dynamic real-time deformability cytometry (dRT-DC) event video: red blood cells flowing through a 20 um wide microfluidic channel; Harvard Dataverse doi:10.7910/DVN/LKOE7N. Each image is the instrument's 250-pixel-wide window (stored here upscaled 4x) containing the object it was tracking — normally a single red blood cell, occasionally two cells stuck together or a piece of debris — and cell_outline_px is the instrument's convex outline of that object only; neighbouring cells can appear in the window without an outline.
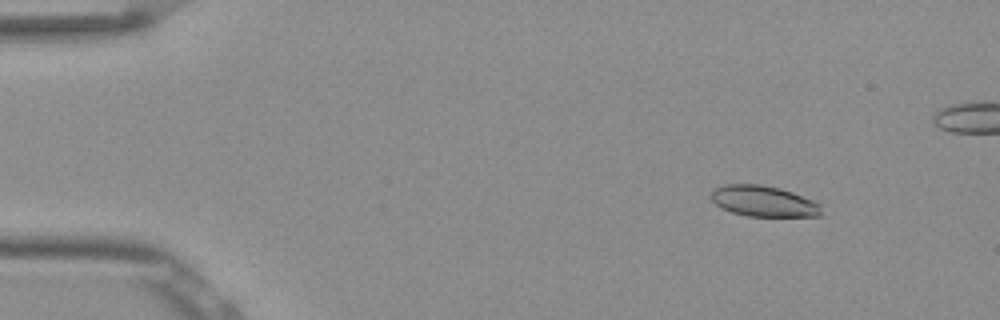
{"species": "Egyptian fruit bat (a non-hibernating species)", "species_latin": "Rousettus aegyptiacus", "temperature_condition": "room temperature", "stored_images_in_passage": 55, "camera_frame_rate_fps": 3000, "um_per_image_px": 0.085, "frame": {"image": 1, "passage_image": 7, "time_ms": 2.0, "image_size_px": [1000, 320], "cell_outline_px": [[820, 216], [748, 216], [732, 212], [720, 208], [708, 196], [716, 188], [724, 184], [760, 184], [780, 188], [792, 192], [812, 200], [820, 204]], "centroid_in_image_um": [64.86, 17.09], "position_along_channel_um": 20.1, "area_um2": 19.77}}
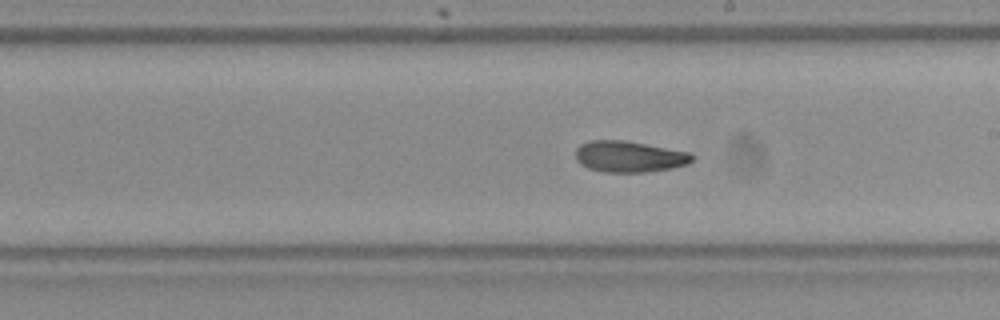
{"frame": {"image": 2, "passage_image": 31, "time_ms": 10.0, "image_size_px": [1000, 320], "cell_outline_px": [[696, 156], [688, 164], [672, 168], [644, 172], [604, 172], [588, 168], [580, 164], [576, 160], [576, 148], [580, 144], [588, 140], [624, 140], [692, 152]], "centroid_in_image_um": [53.5, 13.3], "position_along_channel_um": 235.5, "area_um2": 21.44}}
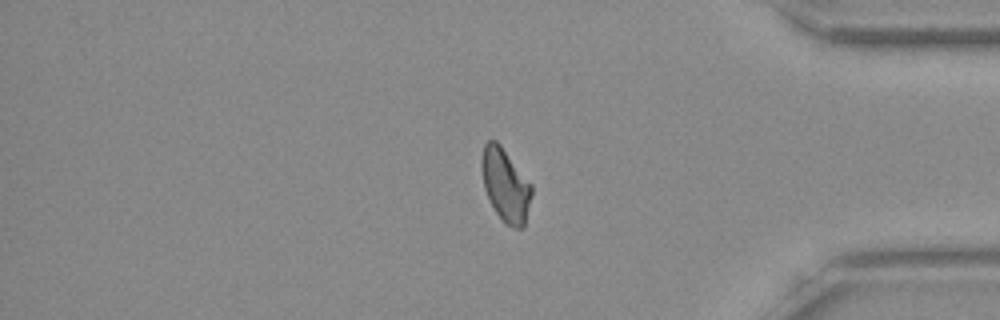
{"frame": {"image": 3, "passage_image": 45, "time_ms": 14.667, "image_size_px": [1000, 320], "cell_outline_px": [[532, 192], [524, 228], [516, 228], [504, 224], [496, 212], [484, 188], [480, 168], [480, 160], [484, 144], [488, 140], [496, 140], [500, 144], [532, 184]], "centroid_in_image_um": [42.95, 15.72], "position_along_channel_um": 392.2, "area_um2": 21.39}, "authors_computed_cell_mechanics": {"area_um2": 21.097, "velocity_mm_per_s": 3.8528, "shape_relaxation_time_tau1_ms": 6.8531, "shape_relaxation_time_tau2_ms": 3.609, "deformation_change_tau1": 0.192, "deformation_change_tau2": 0.0931}}